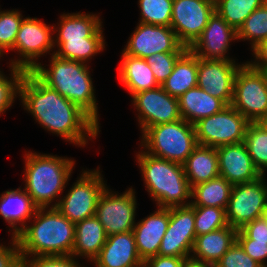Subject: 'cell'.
Instances as JSON below:
<instances>
[{"label": "cell", "instance_id": "cell-1", "mask_svg": "<svg viewBox=\"0 0 267 267\" xmlns=\"http://www.w3.org/2000/svg\"><path fill=\"white\" fill-rule=\"evenodd\" d=\"M19 100L45 131L69 144L85 147L100 133V126L85 111L49 88L32 71H25L20 80Z\"/></svg>", "mask_w": 267, "mask_h": 267}, {"label": "cell", "instance_id": "cell-2", "mask_svg": "<svg viewBox=\"0 0 267 267\" xmlns=\"http://www.w3.org/2000/svg\"><path fill=\"white\" fill-rule=\"evenodd\" d=\"M28 223L15 235L21 257L72 255L75 223L56 207L37 208Z\"/></svg>", "mask_w": 267, "mask_h": 267}, {"label": "cell", "instance_id": "cell-3", "mask_svg": "<svg viewBox=\"0 0 267 267\" xmlns=\"http://www.w3.org/2000/svg\"><path fill=\"white\" fill-rule=\"evenodd\" d=\"M24 160L23 190L37 208L56 207L72 176L74 159L26 151Z\"/></svg>", "mask_w": 267, "mask_h": 267}, {"label": "cell", "instance_id": "cell-4", "mask_svg": "<svg viewBox=\"0 0 267 267\" xmlns=\"http://www.w3.org/2000/svg\"><path fill=\"white\" fill-rule=\"evenodd\" d=\"M49 68L41 62L32 71L49 88L57 91L70 102L78 105L98 125V101L90 72L89 64L67 60L52 54Z\"/></svg>", "mask_w": 267, "mask_h": 267}, {"label": "cell", "instance_id": "cell-5", "mask_svg": "<svg viewBox=\"0 0 267 267\" xmlns=\"http://www.w3.org/2000/svg\"><path fill=\"white\" fill-rule=\"evenodd\" d=\"M135 161L142 173L146 191L157 207L190 205L191 187L183 164L152 156L142 148L136 153Z\"/></svg>", "mask_w": 267, "mask_h": 267}, {"label": "cell", "instance_id": "cell-6", "mask_svg": "<svg viewBox=\"0 0 267 267\" xmlns=\"http://www.w3.org/2000/svg\"><path fill=\"white\" fill-rule=\"evenodd\" d=\"M141 136L146 153L180 164L198 145L194 125L184 119L149 127Z\"/></svg>", "mask_w": 267, "mask_h": 267}, {"label": "cell", "instance_id": "cell-7", "mask_svg": "<svg viewBox=\"0 0 267 267\" xmlns=\"http://www.w3.org/2000/svg\"><path fill=\"white\" fill-rule=\"evenodd\" d=\"M53 34V24L49 26L36 17L23 18L13 48L19 57L9 59V67L33 71L40 63V57L55 53Z\"/></svg>", "mask_w": 267, "mask_h": 267}, {"label": "cell", "instance_id": "cell-8", "mask_svg": "<svg viewBox=\"0 0 267 267\" xmlns=\"http://www.w3.org/2000/svg\"><path fill=\"white\" fill-rule=\"evenodd\" d=\"M97 169H82L76 182L60 198L57 210L72 223L95 216L98 198L107 184L102 173Z\"/></svg>", "mask_w": 267, "mask_h": 267}, {"label": "cell", "instance_id": "cell-9", "mask_svg": "<svg viewBox=\"0 0 267 267\" xmlns=\"http://www.w3.org/2000/svg\"><path fill=\"white\" fill-rule=\"evenodd\" d=\"M249 122L267 117V84L263 74L247 62L237 71L231 102Z\"/></svg>", "mask_w": 267, "mask_h": 267}, {"label": "cell", "instance_id": "cell-10", "mask_svg": "<svg viewBox=\"0 0 267 267\" xmlns=\"http://www.w3.org/2000/svg\"><path fill=\"white\" fill-rule=\"evenodd\" d=\"M249 123L239 111L228 105L194 124L197 143L216 148L244 142Z\"/></svg>", "mask_w": 267, "mask_h": 267}, {"label": "cell", "instance_id": "cell-11", "mask_svg": "<svg viewBox=\"0 0 267 267\" xmlns=\"http://www.w3.org/2000/svg\"><path fill=\"white\" fill-rule=\"evenodd\" d=\"M262 175L257 180L235 184L226 208L229 226L240 230L251 221L262 217L267 205V179Z\"/></svg>", "mask_w": 267, "mask_h": 267}, {"label": "cell", "instance_id": "cell-12", "mask_svg": "<svg viewBox=\"0 0 267 267\" xmlns=\"http://www.w3.org/2000/svg\"><path fill=\"white\" fill-rule=\"evenodd\" d=\"M134 190L131 186L121 194L112 191L111 188L109 190L106 186L99 196L95 217L103 225L107 236L133 231L137 211Z\"/></svg>", "mask_w": 267, "mask_h": 267}, {"label": "cell", "instance_id": "cell-13", "mask_svg": "<svg viewBox=\"0 0 267 267\" xmlns=\"http://www.w3.org/2000/svg\"><path fill=\"white\" fill-rule=\"evenodd\" d=\"M143 134L149 127L182 119L178 98L169 95L161 86L131 96Z\"/></svg>", "mask_w": 267, "mask_h": 267}, {"label": "cell", "instance_id": "cell-14", "mask_svg": "<svg viewBox=\"0 0 267 267\" xmlns=\"http://www.w3.org/2000/svg\"><path fill=\"white\" fill-rule=\"evenodd\" d=\"M130 36L122 51L133 57L145 59L155 53L186 52L188 50V47L178 40L171 27L138 22Z\"/></svg>", "mask_w": 267, "mask_h": 267}, {"label": "cell", "instance_id": "cell-15", "mask_svg": "<svg viewBox=\"0 0 267 267\" xmlns=\"http://www.w3.org/2000/svg\"><path fill=\"white\" fill-rule=\"evenodd\" d=\"M214 12L213 0H173L170 27L178 40L189 48L201 35Z\"/></svg>", "mask_w": 267, "mask_h": 267}, {"label": "cell", "instance_id": "cell-16", "mask_svg": "<svg viewBox=\"0 0 267 267\" xmlns=\"http://www.w3.org/2000/svg\"><path fill=\"white\" fill-rule=\"evenodd\" d=\"M194 223V208L191 205L170 207L169 225L158 255L190 257L196 237Z\"/></svg>", "mask_w": 267, "mask_h": 267}, {"label": "cell", "instance_id": "cell-17", "mask_svg": "<svg viewBox=\"0 0 267 267\" xmlns=\"http://www.w3.org/2000/svg\"><path fill=\"white\" fill-rule=\"evenodd\" d=\"M244 63L198 58L197 87L221 99L227 106L231 105L235 77Z\"/></svg>", "mask_w": 267, "mask_h": 267}, {"label": "cell", "instance_id": "cell-18", "mask_svg": "<svg viewBox=\"0 0 267 267\" xmlns=\"http://www.w3.org/2000/svg\"><path fill=\"white\" fill-rule=\"evenodd\" d=\"M236 40L237 31L214 12L201 35L188 49L200 59L234 60L227 52Z\"/></svg>", "mask_w": 267, "mask_h": 267}, {"label": "cell", "instance_id": "cell-19", "mask_svg": "<svg viewBox=\"0 0 267 267\" xmlns=\"http://www.w3.org/2000/svg\"><path fill=\"white\" fill-rule=\"evenodd\" d=\"M220 177L232 185L248 183L261 177L244 142L216 147Z\"/></svg>", "mask_w": 267, "mask_h": 267}, {"label": "cell", "instance_id": "cell-20", "mask_svg": "<svg viewBox=\"0 0 267 267\" xmlns=\"http://www.w3.org/2000/svg\"><path fill=\"white\" fill-rule=\"evenodd\" d=\"M170 208L157 207L154 213L135 222L133 233L142 261L158 255L162 238L168 228Z\"/></svg>", "mask_w": 267, "mask_h": 267}, {"label": "cell", "instance_id": "cell-21", "mask_svg": "<svg viewBox=\"0 0 267 267\" xmlns=\"http://www.w3.org/2000/svg\"><path fill=\"white\" fill-rule=\"evenodd\" d=\"M141 262L133 231L107 236L106 243L92 261L95 267H133Z\"/></svg>", "mask_w": 267, "mask_h": 267}, {"label": "cell", "instance_id": "cell-22", "mask_svg": "<svg viewBox=\"0 0 267 267\" xmlns=\"http://www.w3.org/2000/svg\"><path fill=\"white\" fill-rule=\"evenodd\" d=\"M96 13H63L53 25L54 42L85 41V37H104L103 21Z\"/></svg>", "mask_w": 267, "mask_h": 267}, {"label": "cell", "instance_id": "cell-23", "mask_svg": "<svg viewBox=\"0 0 267 267\" xmlns=\"http://www.w3.org/2000/svg\"><path fill=\"white\" fill-rule=\"evenodd\" d=\"M237 230L231 226L195 237L189 260L214 266L236 241Z\"/></svg>", "mask_w": 267, "mask_h": 267}, {"label": "cell", "instance_id": "cell-24", "mask_svg": "<svg viewBox=\"0 0 267 267\" xmlns=\"http://www.w3.org/2000/svg\"><path fill=\"white\" fill-rule=\"evenodd\" d=\"M36 209L37 207L21 186L0 194V216L8 223L9 231H13L12 236H15L27 224Z\"/></svg>", "mask_w": 267, "mask_h": 267}, {"label": "cell", "instance_id": "cell-25", "mask_svg": "<svg viewBox=\"0 0 267 267\" xmlns=\"http://www.w3.org/2000/svg\"><path fill=\"white\" fill-rule=\"evenodd\" d=\"M121 63L118 67L120 82L130 96L144 91L158 88L152 69L144 58L133 57L121 52Z\"/></svg>", "mask_w": 267, "mask_h": 267}, {"label": "cell", "instance_id": "cell-26", "mask_svg": "<svg viewBox=\"0 0 267 267\" xmlns=\"http://www.w3.org/2000/svg\"><path fill=\"white\" fill-rule=\"evenodd\" d=\"M106 239L103 225L95 216L84 219L75 224L72 256L86 258V261L92 263L106 243Z\"/></svg>", "mask_w": 267, "mask_h": 267}, {"label": "cell", "instance_id": "cell-27", "mask_svg": "<svg viewBox=\"0 0 267 267\" xmlns=\"http://www.w3.org/2000/svg\"><path fill=\"white\" fill-rule=\"evenodd\" d=\"M182 119L190 124L222 111L227 105L205 90L195 87L178 98Z\"/></svg>", "mask_w": 267, "mask_h": 267}, {"label": "cell", "instance_id": "cell-28", "mask_svg": "<svg viewBox=\"0 0 267 267\" xmlns=\"http://www.w3.org/2000/svg\"><path fill=\"white\" fill-rule=\"evenodd\" d=\"M183 168L190 187L219 177L216 148L198 144L183 163Z\"/></svg>", "mask_w": 267, "mask_h": 267}, {"label": "cell", "instance_id": "cell-29", "mask_svg": "<svg viewBox=\"0 0 267 267\" xmlns=\"http://www.w3.org/2000/svg\"><path fill=\"white\" fill-rule=\"evenodd\" d=\"M198 57L189 49L177 60L173 72L161 87L171 96L179 98L189 89L197 87Z\"/></svg>", "mask_w": 267, "mask_h": 267}, {"label": "cell", "instance_id": "cell-30", "mask_svg": "<svg viewBox=\"0 0 267 267\" xmlns=\"http://www.w3.org/2000/svg\"><path fill=\"white\" fill-rule=\"evenodd\" d=\"M232 184L226 178L217 177L191 187V206L219 207L228 206ZM194 200H193V199Z\"/></svg>", "mask_w": 267, "mask_h": 267}, {"label": "cell", "instance_id": "cell-31", "mask_svg": "<svg viewBox=\"0 0 267 267\" xmlns=\"http://www.w3.org/2000/svg\"><path fill=\"white\" fill-rule=\"evenodd\" d=\"M105 37H85V41L76 42H54V47L57 48L55 55L67 60H74L88 64L105 48Z\"/></svg>", "mask_w": 267, "mask_h": 267}, {"label": "cell", "instance_id": "cell-32", "mask_svg": "<svg viewBox=\"0 0 267 267\" xmlns=\"http://www.w3.org/2000/svg\"><path fill=\"white\" fill-rule=\"evenodd\" d=\"M244 143L252 162L261 175L267 170V128L262 122L248 124Z\"/></svg>", "mask_w": 267, "mask_h": 267}, {"label": "cell", "instance_id": "cell-33", "mask_svg": "<svg viewBox=\"0 0 267 267\" xmlns=\"http://www.w3.org/2000/svg\"><path fill=\"white\" fill-rule=\"evenodd\" d=\"M267 0H215L217 12L236 31L246 18Z\"/></svg>", "mask_w": 267, "mask_h": 267}, {"label": "cell", "instance_id": "cell-34", "mask_svg": "<svg viewBox=\"0 0 267 267\" xmlns=\"http://www.w3.org/2000/svg\"><path fill=\"white\" fill-rule=\"evenodd\" d=\"M237 39L250 42V50L267 39V2L246 18L237 31Z\"/></svg>", "mask_w": 267, "mask_h": 267}, {"label": "cell", "instance_id": "cell-35", "mask_svg": "<svg viewBox=\"0 0 267 267\" xmlns=\"http://www.w3.org/2000/svg\"><path fill=\"white\" fill-rule=\"evenodd\" d=\"M138 5L140 23L170 27L173 0H138Z\"/></svg>", "mask_w": 267, "mask_h": 267}, {"label": "cell", "instance_id": "cell-36", "mask_svg": "<svg viewBox=\"0 0 267 267\" xmlns=\"http://www.w3.org/2000/svg\"><path fill=\"white\" fill-rule=\"evenodd\" d=\"M195 215L196 236L207 234L229 226L226 217V209L219 207L192 206Z\"/></svg>", "mask_w": 267, "mask_h": 267}, {"label": "cell", "instance_id": "cell-37", "mask_svg": "<svg viewBox=\"0 0 267 267\" xmlns=\"http://www.w3.org/2000/svg\"><path fill=\"white\" fill-rule=\"evenodd\" d=\"M23 15L18 9H0V59L8 51H12L19 31Z\"/></svg>", "mask_w": 267, "mask_h": 267}, {"label": "cell", "instance_id": "cell-38", "mask_svg": "<svg viewBox=\"0 0 267 267\" xmlns=\"http://www.w3.org/2000/svg\"><path fill=\"white\" fill-rule=\"evenodd\" d=\"M11 73L6 76L0 69V115L11 109L16 98H19V84L25 71L19 68L10 67Z\"/></svg>", "mask_w": 267, "mask_h": 267}, {"label": "cell", "instance_id": "cell-39", "mask_svg": "<svg viewBox=\"0 0 267 267\" xmlns=\"http://www.w3.org/2000/svg\"><path fill=\"white\" fill-rule=\"evenodd\" d=\"M185 52L155 53L147 58L146 62L152 69L155 80L161 86L173 72L175 63Z\"/></svg>", "mask_w": 267, "mask_h": 267}, {"label": "cell", "instance_id": "cell-40", "mask_svg": "<svg viewBox=\"0 0 267 267\" xmlns=\"http://www.w3.org/2000/svg\"><path fill=\"white\" fill-rule=\"evenodd\" d=\"M22 267H84L72 255L21 257Z\"/></svg>", "mask_w": 267, "mask_h": 267}, {"label": "cell", "instance_id": "cell-41", "mask_svg": "<svg viewBox=\"0 0 267 267\" xmlns=\"http://www.w3.org/2000/svg\"><path fill=\"white\" fill-rule=\"evenodd\" d=\"M214 267H263L245 253L241 245L235 241Z\"/></svg>", "mask_w": 267, "mask_h": 267}, {"label": "cell", "instance_id": "cell-42", "mask_svg": "<svg viewBox=\"0 0 267 267\" xmlns=\"http://www.w3.org/2000/svg\"><path fill=\"white\" fill-rule=\"evenodd\" d=\"M236 241L252 259L267 267V242L249 239L241 230H237Z\"/></svg>", "mask_w": 267, "mask_h": 267}, {"label": "cell", "instance_id": "cell-43", "mask_svg": "<svg viewBox=\"0 0 267 267\" xmlns=\"http://www.w3.org/2000/svg\"><path fill=\"white\" fill-rule=\"evenodd\" d=\"M10 245L0 244V267H22L19 244L15 236H11Z\"/></svg>", "mask_w": 267, "mask_h": 267}, {"label": "cell", "instance_id": "cell-44", "mask_svg": "<svg viewBox=\"0 0 267 267\" xmlns=\"http://www.w3.org/2000/svg\"><path fill=\"white\" fill-rule=\"evenodd\" d=\"M249 239L267 242V222L257 218L240 229Z\"/></svg>", "mask_w": 267, "mask_h": 267}, {"label": "cell", "instance_id": "cell-45", "mask_svg": "<svg viewBox=\"0 0 267 267\" xmlns=\"http://www.w3.org/2000/svg\"><path fill=\"white\" fill-rule=\"evenodd\" d=\"M190 257H173L157 255L145 260L149 267H183Z\"/></svg>", "mask_w": 267, "mask_h": 267}, {"label": "cell", "instance_id": "cell-46", "mask_svg": "<svg viewBox=\"0 0 267 267\" xmlns=\"http://www.w3.org/2000/svg\"><path fill=\"white\" fill-rule=\"evenodd\" d=\"M254 59L246 61L250 66H265L267 65V39L259 43L251 50Z\"/></svg>", "mask_w": 267, "mask_h": 267}, {"label": "cell", "instance_id": "cell-47", "mask_svg": "<svg viewBox=\"0 0 267 267\" xmlns=\"http://www.w3.org/2000/svg\"><path fill=\"white\" fill-rule=\"evenodd\" d=\"M183 267H214V266L187 260V262L184 264Z\"/></svg>", "mask_w": 267, "mask_h": 267}, {"label": "cell", "instance_id": "cell-48", "mask_svg": "<svg viewBox=\"0 0 267 267\" xmlns=\"http://www.w3.org/2000/svg\"><path fill=\"white\" fill-rule=\"evenodd\" d=\"M255 69H258L264 76L265 80H266V84H267V65L265 66H251Z\"/></svg>", "mask_w": 267, "mask_h": 267}, {"label": "cell", "instance_id": "cell-49", "mask_svg": "<svg viewBox=\"0 0 267 267\" xmlns=\"http://www.w3.org/2000/svg\"><path fill=\"white\" fill-rule=\"evenodd\" d=\"M262 217L267 222V205H266V207H265V209L263 211Z\"/></svg>", "mask_w": 267, "mask_h": 267}, {"label": "cell", "instance_id": "cell-50", "mask_svg": "<svg viewBox=\"0 0 267 267\" xmlns=\"http://www.w3.org/2000/svg\"><path fill=\"white\" fill-rule=\"evenodd\" d=\"M133 267H149V266L147 265V263L145 261H142L141 263H139L138 265L133 266Z\"/></svg>", "mask_w": 267, "mask_h": 267}, {"label": "cell", "instance_id": "cell-51", "mask_svg": "<svg viewBox=\"0 0 267 267\" xmlns=\"http://www.w3.org/2000/svg\"><path fill=\"white\" fill-rule=\"evenodd\" d=\"M262 123L266 126L267 128V117L262 121Z\"/></svg>", "mask_w": 267, "mask_h": 267}]
</instances>
